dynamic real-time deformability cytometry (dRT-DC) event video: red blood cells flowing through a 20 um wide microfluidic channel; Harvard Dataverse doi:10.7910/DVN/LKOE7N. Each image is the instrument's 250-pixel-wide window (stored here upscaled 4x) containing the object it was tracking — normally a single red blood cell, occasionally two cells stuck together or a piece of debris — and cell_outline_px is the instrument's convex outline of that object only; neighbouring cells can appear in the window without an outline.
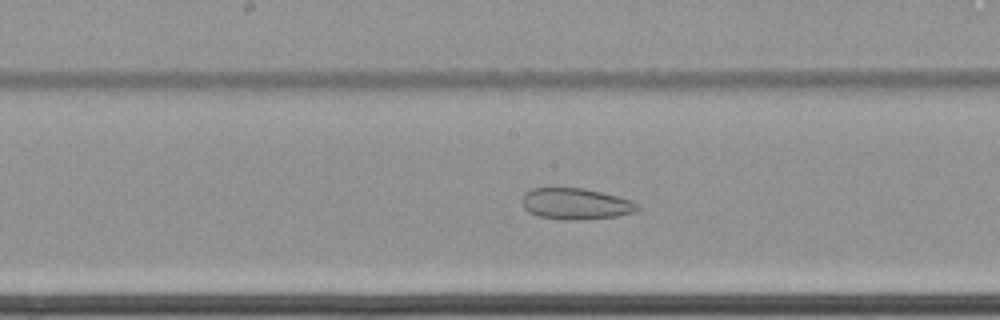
{"species": "common noctule bat (a hibernating species)", "species_latin": "Nyctalus noctula", "temperature_condition": "cold", "stored_images_in_passage": 57, "camera_frame_rate_fps": 3000, "um_per_image_px": 0.085, "animal": {"sex": "female", "body_mass_g": 22.7, "forearm_length_mm": 54.2}, "frame": {"image": 1, "passage_image": 38, "time_ms": 12.333, "image_size_px": [1000, 320], "cell_outline_px": [[640, 208], [636, 212], [616, 216], [568, 220], [560, 220], [540, 216], [528, 212], [520, 204], [520, 200], [524, 192], [532, 188], [584, 188], [632, 200], [640, 204]], "centroid_in_image_um": [48.9, 17.32], "position_along_channel_um": 199.3, "area_um2": 21.15}}
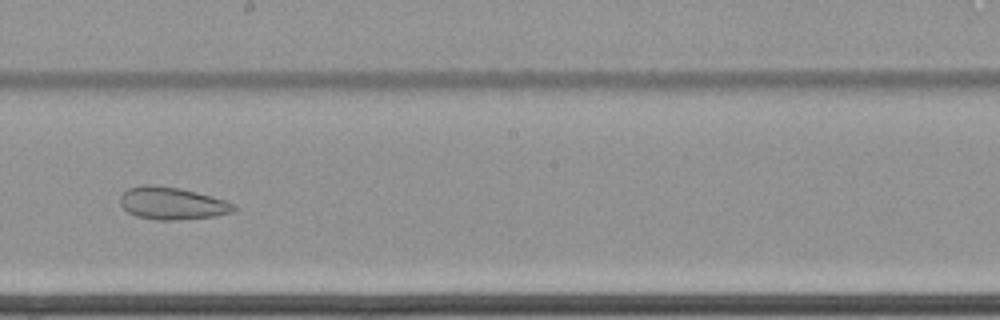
{"frame": {"image": 2, "passage_image": 41, "time_ms": 13.333, "image_size_px": [1000, 320], "cell_outline_px": [[236, 208], [232, 212], [216, 216], [176, 220], [156, 220], [136, 216], [128, 212], [120, 204], [120, 196], [128, 188], [144, 184], [152, 184], [180, 188], [196, 192], [224, 200], [236, 204]], "centroid_in_image_um": [14.61, 17.28], "position_along_channel_um": 233.6, "area_um2": 21.5}}
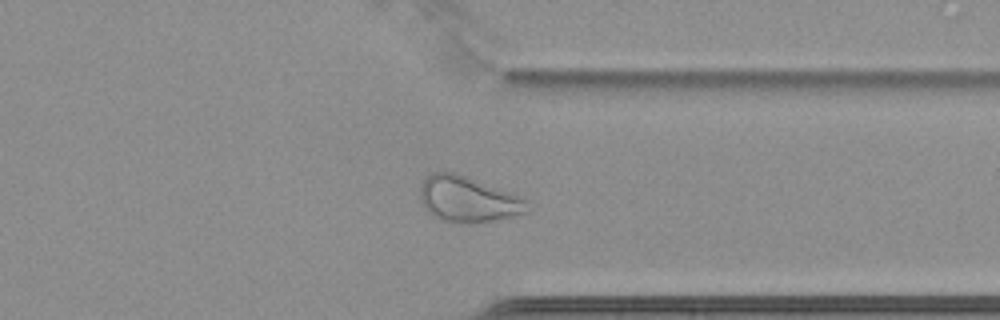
{"frame": {"image": 3, "passage_image": 53, "time_ms": 17.333, "image_size_px": [1000, 320], "cell_outline_px": [[532, 212], [492, 220], [464, 224], [456, 224], [440, 220], [432, 216], [424, 208], [420, 200], [420, 184], [432, 172], [456, 172], [532, 200]], "centroid_in_image_um": [39.83, 16.95], "position_along_channel_um": 371.6, "area_um2": 29.3}, "authors_computed_cell_mechanics": {"area_um2": 29.5358, "velocity_mm_per_s": 3.435, "shape_relaxation_time_tau1_ms": null, "shape_relaxation_time_tau2_ms": 3.5945, "deformation_change_tau1": null, "deformation_change_tau2": 0.0882}}